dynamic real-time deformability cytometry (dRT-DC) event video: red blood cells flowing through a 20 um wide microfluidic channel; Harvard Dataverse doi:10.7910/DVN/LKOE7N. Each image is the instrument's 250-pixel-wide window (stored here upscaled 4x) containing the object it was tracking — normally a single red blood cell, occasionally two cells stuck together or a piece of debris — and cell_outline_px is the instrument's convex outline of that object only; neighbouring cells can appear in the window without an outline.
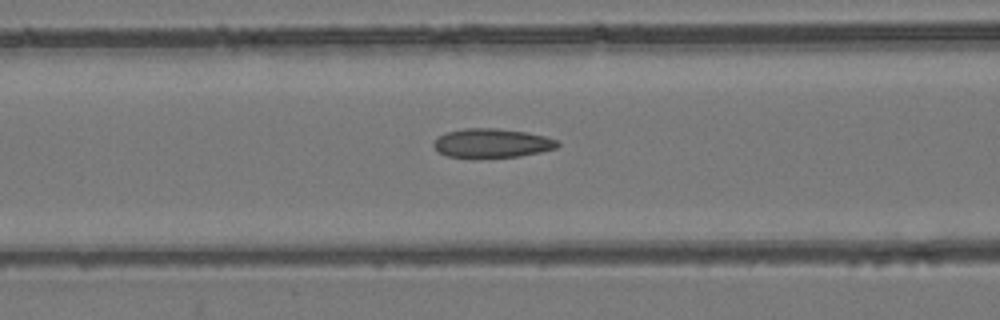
{"species": "common noctule bat (a hibernating species)", "species_latin": "Nyctalus noctula", "temperature_condition": "room temperature", "stored_images_in_passage": 48, "camera_frame_rate_fps": 3000, "um_per_image_px": 0.085, "animal": {"sex": "female", "body_mass_g": 24.6, "forearm_length_mm": 56.2}, "frame": {"image": 1, "passage_image": 16, "time_ms": 5.0, "image_size_px": [1000, 320], "cell_outline_px": [[560, 144], [556, 148], [540, 152], [520, 156], [448, 156], [436, 152], [432, 144], [440, 136], [448, 132], [464, 128], [496, 128], [528, 132], [560, 140]], "centroid_in_image_um": [41.85, 12.14], "position_along_channel_um": 124.7, "area_um2": 20.63}}
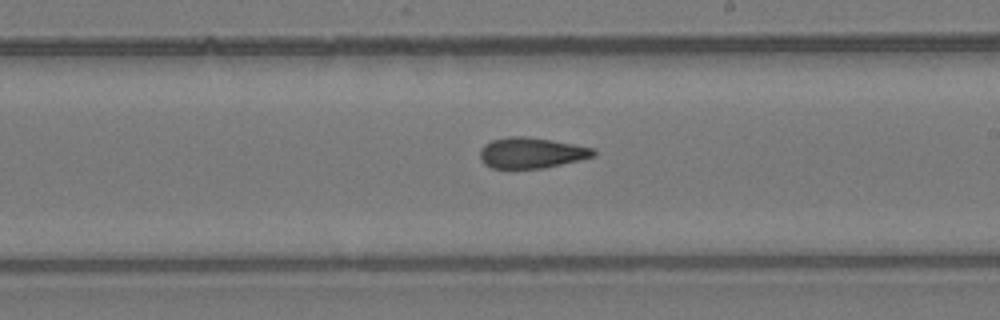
{"frame": {"image": 2, "passage_image": 25, "time_ms": 8.0, "image_size_px": [1000, 320], "cell_outline_px": [[596, 156], [580, 160], [544, 168], [492, 168], [484, 164], [480, 160], [480, 148], [484, 144], [492, 140], [508, 136], [524, 136], [552, 140], [596, 148]], "centroid_in_image_um": [45.18, 12.99], "position_along_channel_um": 243.8, "area_um2": 20.52}}
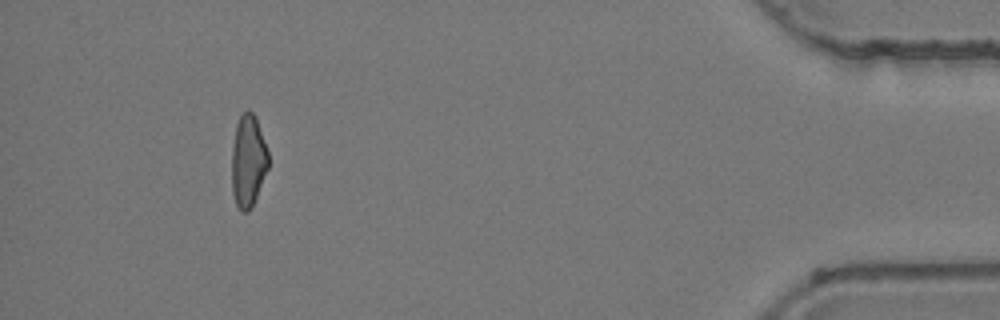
{"frame": {"image": 3, "passage_image": 43, "time_ms": 14.0, "image_size_px": [1000, 320], "cell_outline_px": [[268, 168], [252, 208], [248, 212], [240, 212], [236, 204], [232, 192], [232, 144], [236, 124], [240, 116], [248, 108], [256, 116], [268, 152]], "centroid_in_image_um": [21.08, 13.69], "position_along_channel_um": 414.1, "area_um2": 19.88}}